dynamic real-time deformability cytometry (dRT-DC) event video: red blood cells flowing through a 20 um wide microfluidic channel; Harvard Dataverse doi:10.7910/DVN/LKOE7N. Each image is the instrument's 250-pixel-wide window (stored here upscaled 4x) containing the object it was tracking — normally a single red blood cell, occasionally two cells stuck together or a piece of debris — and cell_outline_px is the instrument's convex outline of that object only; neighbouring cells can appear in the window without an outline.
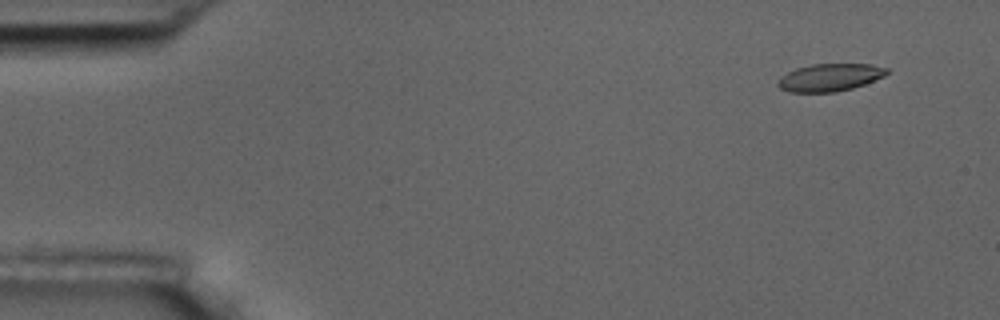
{"species": "common noctule bat (a hibernating species)", "species_latin": "Nyctalus noctula", "temperature_condition": "room temperature", "stored_images_in_passage": 6, "camera_frame_rate_fps": 3000, "um_per_image_px": 0.085, "animal": {"sex": "male", "body_mass_g": 17.5, "forearm_length_mm": 52.3}, "frame": {"image": 1, "passage_image": 2, "time_ms": 1.333, "image_size_px": [1000, 320], "cell_outline_px": [[888, 72], [884, 76], [864, 84], [852, 88], [836, 92], [788, 92], [780, 88], [776, 84], [780, 76], [796, 68], [812, 64], [872, 64], [888, 68]], "centroid_in_image_um": [70.51, 6.58], "position_along_channel_um": 14.5, "area_um2": 17.51}}
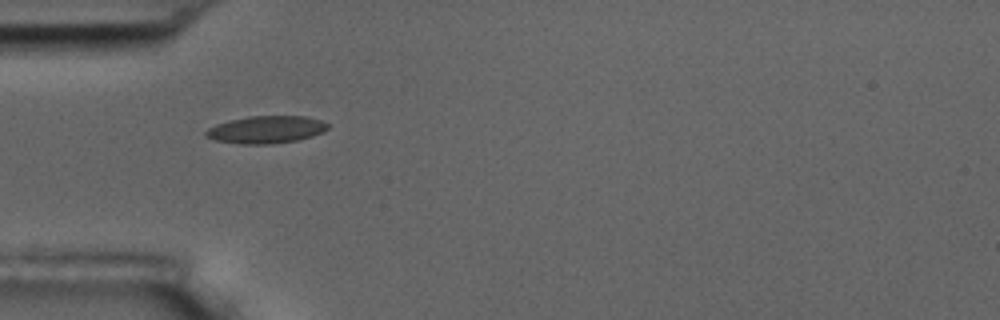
{"frame": {"image": 2, "passage_image": 5, "time_ms": 5.667, "image_size_px": [1000, 320], "cell_outline_px": [[328, 128], [324, 132], [312, 136], [296, 140], [272, 144], [240, 144], [216, 140], [204, 136], [204, 132], [208, 128], [216, 124], [248, 116], [304, 116], [320, 120], [328, 124]], "centroid_in_image_um": [22.61, 11.02], "position_along_channel_um": 62.4, "area_um2": 19.42}}